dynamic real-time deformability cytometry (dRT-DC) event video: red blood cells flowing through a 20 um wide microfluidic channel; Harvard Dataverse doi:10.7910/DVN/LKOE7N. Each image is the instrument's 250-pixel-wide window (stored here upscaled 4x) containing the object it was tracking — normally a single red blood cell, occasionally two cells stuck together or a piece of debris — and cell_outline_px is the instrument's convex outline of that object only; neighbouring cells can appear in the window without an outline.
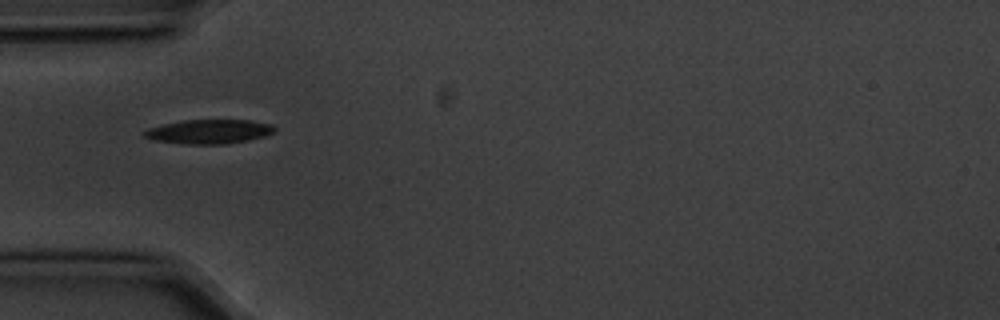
{"species": "common noctule bat (a hibernating species)", "species_latin": "Nyctalus noctula", "temperature_condition": "cold", "stored_images_in_passage": 5, "camera_frame_rate_fps": 3000, "um_per_image_px": 0.085, "animal": {"sex": "male", "body_mass_g": 20.1, "forearm_length_mm": 53.5}, "frame": {"image": 1, "passage_image": 1, "time_ms": 0.0, "image_size_px": [1000, 320], "cell_outline_px": [[276, 132], [264, 136], [248, 140], [224, 144], [188, 144], [156, 140], [144, 136], [140, 132], [148, 128], [164, 124], [184, 120], [248, 120], [272, 124], [276, 128]], "centroid_in_image_um": [17.79, 11.18], "position_along_channel_um": 67.2, "area_um2": 18.32}}
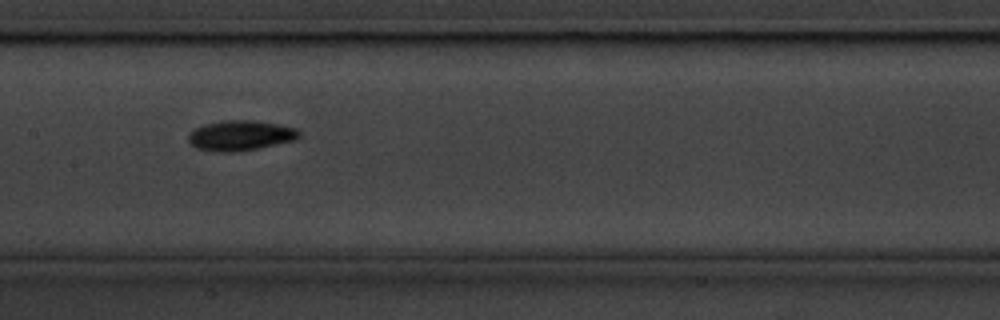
{"frame": {"image": 2, "passage_image": 4, "time_ms": 1.0, "image_size_px": [1000, 320], "cell_outline_px": [[300, 136], [296, 140], [236, 152], [216, 152], [196, 148], [188, 140], [188, 132], [192, 128], [204, 124], [224, 120], [256, 120], [280, 124], [296, 128], [300, 132]], "centroid_in_image_um": [20.41, 11.5], "position_along_channel_um": 187.0, "area_um2": 19.71}}
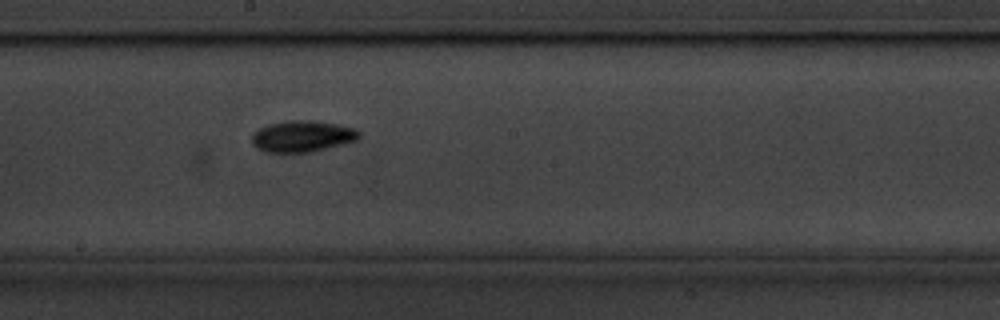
{"frame": {"image": 3, "passage_image": 5, "time_ms": 1.333, "image_size_px": [1000, 320], "cell_outline_px": [[360, 136], [356, 140], [308, 152], [264, 152], [256, 148], [252, 144], [252, 132], [268, 124], [288, 120], [312, 120], [336, 124], [356, 128], [360, 132]], "centroid_in_image_um": [25.65, 11.57], "position_along_channel_um": 222.6, "area_um2": 19.48}}